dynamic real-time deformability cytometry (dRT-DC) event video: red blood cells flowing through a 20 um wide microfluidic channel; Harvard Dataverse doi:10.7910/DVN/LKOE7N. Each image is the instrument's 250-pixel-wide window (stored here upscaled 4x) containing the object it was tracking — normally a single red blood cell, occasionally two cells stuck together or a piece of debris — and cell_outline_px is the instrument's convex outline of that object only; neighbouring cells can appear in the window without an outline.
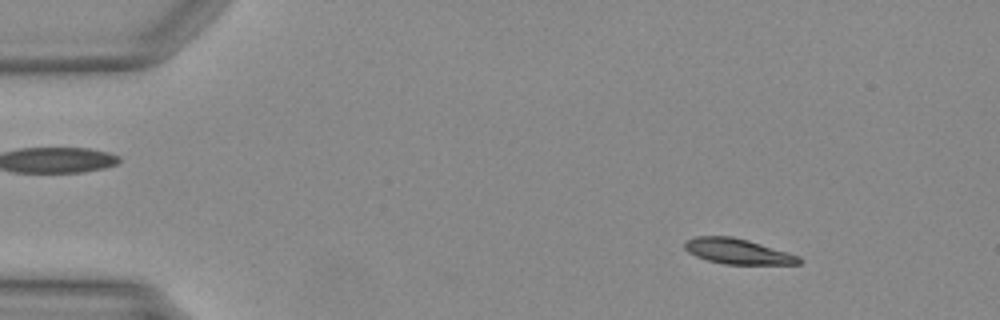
{"species": "Egyptian fruit bat (a non-hibernating species)", "species_latin": "Rousettus aegyptiacus", "temperature_condition": "warm", "stored_images_in_passage": 49, "camera_frame_rate_fps": 3000, "um_per_image_px": 0.085, "animal": {"sex": "female"}, "frame": {"image": 1, "passage_image": 6, "time_ms": 1.667, "image_size_px": [1000, 320], "cell_outline_px": [[804, 260], [800, 264], [724, 264], [708, 260], [696, 256], [688, 252], [684, 248], [684, 240], [696, 236], [732, 236], [748, 240], [800, 256]], "centroid_in_image_um": [62.69, 21.36], "position_along_channel_um": 22.3, "area_um2": 16.94}}
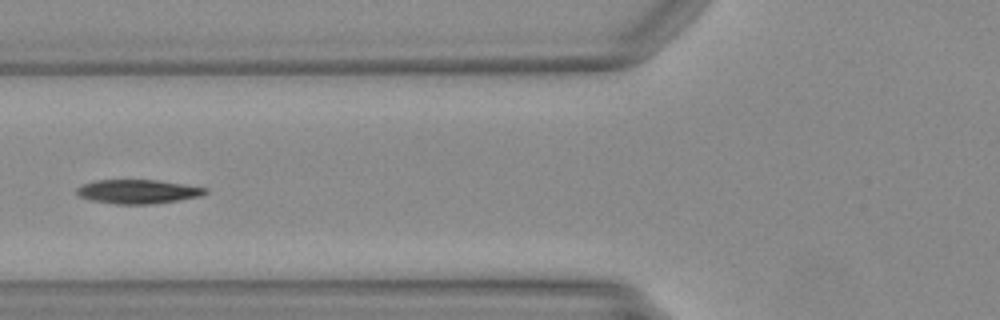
{"frame": {"image": 2, "passage_image": 19, "time_ms": 6.0, "image_size_px": [1000, 320], "cell_outline_px": [[208, 192], [200, 196], [180, 200], [152, 204], [116, 204], [88, 200], [80, 196], [76, 192], [76, 188], [84, 184], [96, 180], [156, 180], [208, 188]], "centroid_in_image_um": [11.71, 16.29], "position_along_channel_um": 114.1, "area_um2": 17.98}}
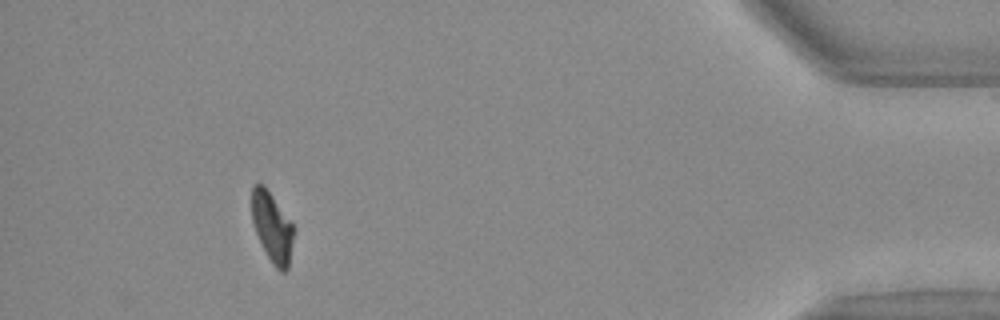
{"frame": {"image": 3, "passage_image": 45, "time_ms": 14.667, "image_size_px": [1000, 320], "cell_outline_px": [[296, 228], [288, 268], [284, 272], [280, 272], [272, 264], [256, 232], [252, 220], [252, 188], [256, 184], [264, 184]], "centroid_in_image_um": [23.17, 19.32], "position_along_channel_um": 412.0, "area_um2": 17.05}}